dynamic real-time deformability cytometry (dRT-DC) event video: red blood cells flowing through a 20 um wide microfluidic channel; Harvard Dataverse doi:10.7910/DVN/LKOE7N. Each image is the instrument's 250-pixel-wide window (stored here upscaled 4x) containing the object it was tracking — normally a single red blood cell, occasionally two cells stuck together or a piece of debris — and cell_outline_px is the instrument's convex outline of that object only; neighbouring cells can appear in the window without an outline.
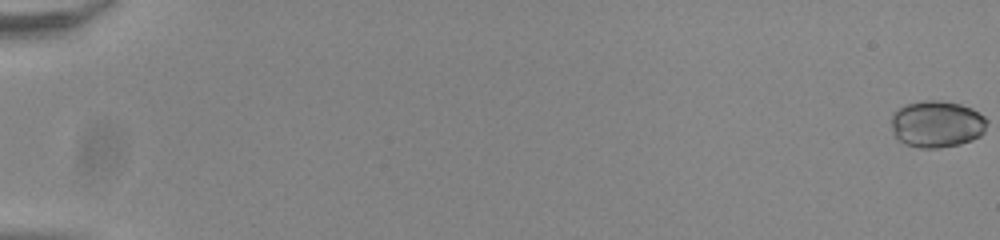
{"species": "common noctule bat (a hibernating species)", "species_latin": "Nyctalus noctula", "temperature_condition": "room temperature", "stored_images_in_passage": 56, "camera_frame_rate_fps": 3000, "um_per_image_px": 0.085, "animal": {"sex": "male", "body_mass_g": 20.0, "forearm_length_mm": 53.3}, "frame": {"image": 1, "passage_image": 1, "time_ms": 0.0, "image_size_px": [1000, 240], "cell_outline_px": [[984, 128], [976, 136], [968, 140], [956, 144], [908, 144], [896, 136], [892, 124], [892, 120], [896, 112], [900, 108], [908, 104], [956, 104], [968, 108], [976, 112], [984, 120]], "centroid_in_image_um": [79.6, 10.54], "position_along_channel_um": 5.4, "area_um2": 22.77}}
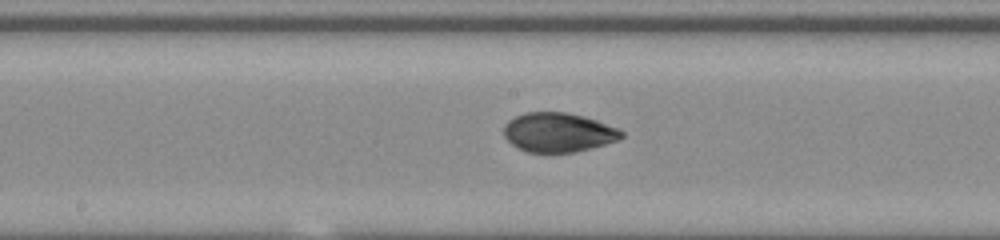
{"frame": {"image": 2, "passage_image": 32, "time_ms": 10.333, "image_size_px": [1000, 240], "cell_outline_px": [[624, 136], [616, 140], [588, 148], [568, 152], [532, 152], [520, 148], [508, 140], [504, 136], [504, 128], [516, 116], [528, 112], [564, 112], [596, 120], [616, 128], [624, 132]], "centroid_in_image_um": [47.46, 11.24], "position_along_channel_um": 200.7, "area_um2": 25.95}}
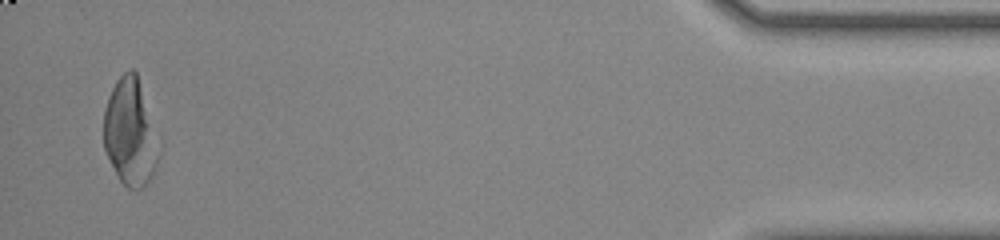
{"frame": {"image": 3, "passage_image": 55, "time_ms": 18.0, "image_size_px": [1000, 240], "cell_outline_px": [[152, 172], [144, 184], [140, 188], [128, 188], [120, 180], [104, 148], [104, 112], [112, 88], [120, 76], [124, 72], [132, 68], [136, 72], [152, 168]], "centroid_in_image_um": [10.81, 11.25], "position_along_channel_um": 424.4, "area_um2": 28.96}, "authors_computed_cell_mechanics": {"area_um2": 25.7499, "velocity_mm_per_s": 3.8552, "shape_relaxation_time_tau1_ms": null, "shape_relaxation_time_tau2_ms": 1.1423, "deformation_change_tau1": null, "deformation_change_tau2": 0.0369}}